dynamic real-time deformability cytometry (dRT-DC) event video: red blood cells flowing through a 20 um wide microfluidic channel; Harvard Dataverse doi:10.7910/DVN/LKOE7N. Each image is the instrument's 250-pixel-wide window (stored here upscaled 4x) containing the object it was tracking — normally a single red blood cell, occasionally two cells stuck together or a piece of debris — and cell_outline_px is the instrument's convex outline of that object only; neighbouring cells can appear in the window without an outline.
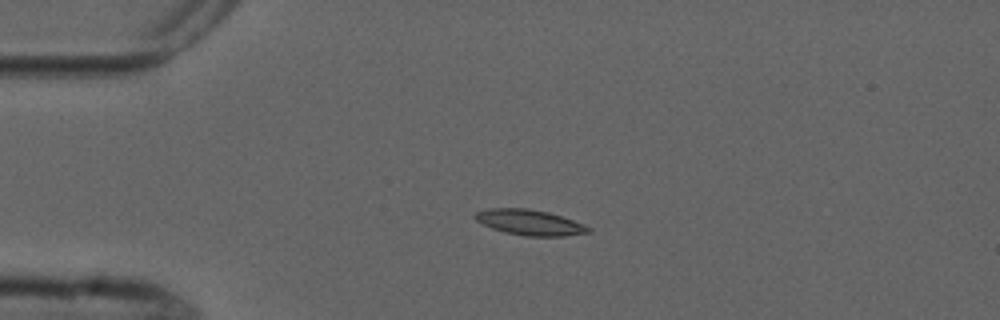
{"species": "common noctule bat (a hibernating species)", "species_latin": "Nyctalus noctula", "temperature_condition": "cold", "stored_images_in_passage": 4, "camera_frame_rate_fps": 3000, "um_per_image_px": 0.085, "animal": {"sex": "male", "forearm_length_mm": 52.5}, "frame": {"image": 1, "passage_image": 3, "time_ms": 3.333, "image_size_px": [1000, 320], "cell_outline_px": [[592, 232], [564, 236], [524, 236], [504, 232], [492, 228], [476, 220], [472, 216], [476, 212], [488, 208], [528, 208], [548, 212], [584, 224], [592, 228]], "centroid_in_image_um": [45.03, 18.9], "position_along_channel_um": 40.0, "area_um2": 16.88}}